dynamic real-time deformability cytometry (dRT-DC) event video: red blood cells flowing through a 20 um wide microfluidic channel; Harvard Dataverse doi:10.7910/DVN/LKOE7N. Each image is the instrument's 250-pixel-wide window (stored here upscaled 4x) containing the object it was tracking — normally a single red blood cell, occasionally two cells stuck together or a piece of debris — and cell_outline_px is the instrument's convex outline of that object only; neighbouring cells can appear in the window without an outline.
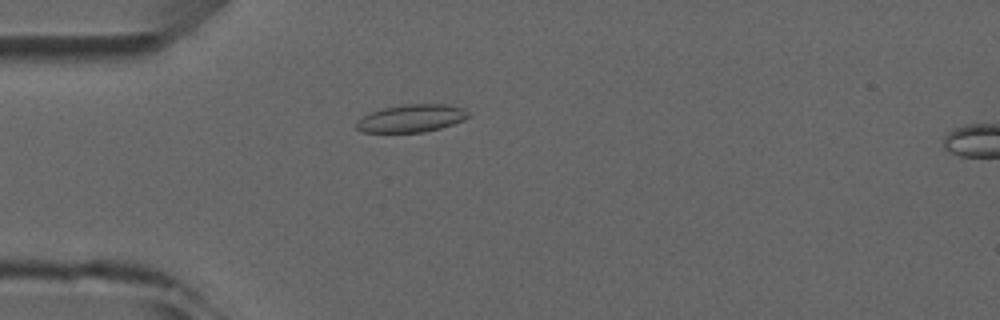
{"species": "common noctule bat (a hibernating species)", "species_latin": "Nyctalus noctula", "temperature_condition": "room temperature", "stored_images_in_passage": 5, "camera_frame_rate_fps": 3000, "um_per_image_px": 0.085, "animal": {"sex": "male", "forearm_length_mm": 52.5}, "frame": {"image": 1, "passage_image": 4, "time_ms": 3.333, "image_size_px": [1000, 320], "cell_outline_px": [[468, 116], [464, 120], [440, 128], [424, 132], [360, 132], [356, 128], [356, 120], [372, 112], [384, 108], [404, 104], [448, 104], [464, 108], [468, 112]], "centroid_in_image_um": [34.97, 10.05], "position_along_channel_um": 50.0, "area_um2": 17.98}}